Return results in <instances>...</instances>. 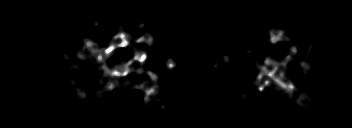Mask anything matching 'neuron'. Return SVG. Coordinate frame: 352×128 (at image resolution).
<instances>
[{"label": "neuron", "instance_id": "obj_1", "mask_svg": "<svg viewBox=\"0 0 352 128\" xmlns=\"http://www.w3.org/2000/svg\"><path fill=\"white\" fill-rule=\"evenodd\" d=\"M271 28V27H270ZM287 32L285 30H275V28H271L268 36L270 37V40L272 42V44H277V42H285L288 43L289 45V49L291 50L290 53H286L284 54V60L282 62H279L278 58L276 56L274 57H269L268 55L264 58L263 64L260 63V61L257 63V61H253L255 62V65L257 66V69H259V73L256 75V79H255V85L258 89L259 92L263 91L265 89V87L271 88V84L274 82L276 84V89H283L286 90L287 92V99L289 101L292 100V98L294 97L292 94L293 90H296V85L293 84L289 79V74H286V68H287V62H289V60L294 57L295 55H297V48L295 46H292L291 43V36L287 37ZM131 40H133L136 44L140 43V42H145L147 44V49H150L152 46L156 45L157 42L155 41V39H153V37H149L147 35V33H144L142 36L140 37H136L134 38L130 33H125L122 30L119 31L117 29V33L112 36V39L108 40V46L106 48H98L99 45H102L101 42L98 41H90L88 38H83V42H84V47L80 48L79 51L77 52V57L80 58V60H91L94 61L96 63H98L99 67L98 69L101 70L104 74H102V76L108 77L110 79H112V81H108L106 82V90L107 91H114V90H118L119 86H122V83L117 84L116 89H115V84L117 79L120 78H125L127 77L132 71H137L138 74H141L142 71L141 69L138 70H134L135 67L133 66L134 62H138L141 66H145L146 61L149 59L148 54L146 53L147 50H134V57L133 60H130L128 62H119L118 64H116L113 69L109 68V65L105 64L104 62V58L109 57V55H113V53L115 52V50L117 48H124L127 49L130 46ZM120 41V42H117ZM94 45L97 46V48H94ZM87 49H89L91 51V54L93 56V58L90 57V52L87 53ZM252 52V50H247L245 51V56L249 55ZM305 61H300V65L305 66L306 64H304ZM222 63H228L231 64L232 61L230 58L226 57L224 59H222ZM102 64V66H101ZM165 66L169 69L172 70L176 67V61L174 58L169 57L168 55L165 56V62H164ZM270 67L272 69H270ZM305 68H308V65L305 66ZM279 72V74H277ZM147 74L151 80V85L150 86V81L147 80L145 82H143L142 84L139 85H132V88H136L137 90H140L144 93L145 97L143 99V103L145 104L147 101H154L157 102L158 104L160 103V109L163 113H167V107L162 106V99L156 98L154 95L155 93H158L161 90L159 89V84H158V77L156 74H154L151 71H147ZM154 83V84H153ZM70 85H72L79 94V97H81L82 99L84 98L85 94L84 92L78 87V84L76 83V81H73L70 83ZM164 97L165 99H169L170 98V94H168L167 92L164 91ZM239 99H243L246 102V105H250L248 102V96L246 95H239L238 96ZM301 97H296V99H294L295 103L297 105H301Z\"/></svg>", "mask_w": 352, "mask_h": 128}]
</instances>
